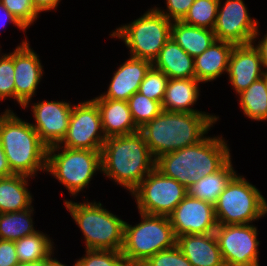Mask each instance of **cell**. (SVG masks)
<instances>
[{
	"label": "cell",
	"mask_w": 267,
	"mask_h": 266,
	"mask_svg": "<svg viewBox=\"0 0 267 266\" xmlns=\"http://www.w3.org/2000/svg\"><path fill=\"white\" fill-rule=\"evenodd\" d=\"M219 0L216 24L213 29L216 40L235 45L254 43L259 36L258 22L249 16L243 0H226L221 7Z\"/></svg>",
	"instance_id": "4fadbf2b"
},
{
	"label": "cell",
	"mask_w": 267,
	"mask_h": 266,
	"mask_svg": "<svg viewBox=\"0 0 267 266\" xmlns=\"http://www.w3.org/2000/svg\"><path fill=\"white\" fill-rule=\"evenodd\" d=\"M1 51V49H0ZM14 51L0 56V101L15 99Z\"/></svg>",
	"instance_id": "836d02e7"
},
{
	"label": "cell",
	"mask_w": 267,
	"mask_h": 266,
	"mask_svg": "<svg viewBox=\"0 0 267 266\" xmlns=\"http://www.w3.org/2000/svg\"><path fill=\"white\" fill-rule=\"evenodd\" d=\"M64 203L84 234L87 250L121 251L125 221L104 209L100 202Z\"/></svg>",
	"instance_id": "5b68a950"
},
{
	"label": "cell",
	"mask_w": 267,
	"mask_h": 266,
	"mask_svg": "<svg viewBox=\"0 0 267 266\" xmlns=\"http://www.w3.org/2000/svg\"><path fill=\"white\" fill-rule=\"evenodd\" d=\"M258 45H255V47L258 49L260 53V57L262 60V66L265 68V73L267 74V33L264 35V38L259 42Z\"/></svg>",
	"instance_id": "b9f144b4"
},
{
	"label": "cell",
	"mask_w": 267,
	"mask_h": 266,
	"mask_svg": "<svg viewBox=\"0 0 267 266\" xmlns=\"http://www.w3.org/2000/svg\"><path fill=\"white\" fill-rule=\"evenodd\" d=\"M171 38L190 56L202 54L216 40L213 30L173 21Z\"/></svg>",
	"instance_id": "d4e9b609"
},
{
	"label": "cell",
	"mask_w": 267,
	"mask_h": 266,
	"mask_svg": "<svg viewBox=\"0 0 267 266\" xmlns=\"http://www.w3.org/2000/svg\"><path fill=\"white\" fill-rule=\"evenodd\" d=\"M214 233L225 266H259V241L253 224H218Z\"/></svg>",
	"instance_id": "8fae6325"
},
{
	"label": "cell",
	"mask_w": 267,
	"mask_h": 266,
	"mask_svg": "<svg viewBox=\"0 0 267 266\" xmlns=\"http://www.w3.org/2000/svg\"><path fill=\"white\" fill-rule=\"evenodd\" d=\"M97 103L92 99L72 107L66 136L60 145L71 149L101 151L106 137Z\"/></svg>",
	"instance_id": "7c38bea8"
},
{
	"label": "cell",
	"mask_w": 267,
	"mask_h": 266,
	"mask_svg": "<svg viewBox=\"0 0 267 266\" xmlns=\"http://www.w3.org/2000/svg\"><path fill=\"white\" fill-rule=\"evenodd\" d=\"M230 159L226 141L207 136L195 145L158 157L155 168L188 188L197 179L219 171Z\"/></svg>",
	"instance_id": "7a4b0ae2"
},
{
	"label": "cell",
	"mask_w": 267,
	"mask_h": 266,
	"mask_svg": "<svg viewBox=\"0 0 267 266\" xmlns=\"http://www.w3.org/2000/svg\"><path fill=\"white\" fill-rule=\"evenodd\" d=\"M235 174L230 159L219 171L197 179L187 188V194L214 205L226 184Z\"/></svg>",
	"instance_id": "484cf974"
},
{
	"label": "cell",
	"mask_w": 267,
	"mask_h": 266,
	"mask_svg": "<svg viewBox=\"0 0 267 266\" xmlns=\"http://www.w3.org/2000/svg\"><path fill=\"white\" fill-rule=\"evenodd\" d=\"M14 241L0 239V266H18Z\"/></svg>",
	"instance_id": "74e56055"
},
{
	"label": "cell",
	"mask_w": 267,
	"mask_h": 266,
	"mask_svg": "<svg viewBox=\"0 0 267 266\" xmlns=\"http://www.w3.org/2000/svg\"><path fill=\"white\" fill-rule=\"evenodd\" d=\"M234 46L231 42L215 40L202 54L194 57L196 79L200 82H210L224 71L227 73Z\"/></svg>",
	"instance_id": "44dd1931"
},
{
	"label": "cell",
	"mask_w": 267,
	"mask_h": 266,
	"mask_svg": "<svg viewBox=\"0 0 267 266\" xmlns=\"http://www.w3.org/2000/svg\"><path fill=\"white\" fill-rule=\"evenodd\" d=\"M176 245L192 266H225L215 233L185 234Z\"/></svg>",
	"instance_id": "d6986e66"
},
{
	"label": "cell",
	"mask_w": 267,
	"mask_h": 266,
	"mask_svg": "<svg viewBox=\"0 0 267 266\" xmlns=\"http://www.w3.org/2000/svg\"><path fill=\"white\" fill-rule=\"evenodd\" d=\"M218 118L208 113L162 111L139 128V132L156 160L166 153L199 143Z\"/></svg>",
	"instance_id": "6da1fadb"
},
{
	"label": "cell",
	"mask_w": 267,
	"mask_h": 266,
	"mask_svg": "<svg viewBox=\"0 0 267 266\" xmlns=\"http://www.w3.org/2000/svg\"><path fill=\"white\" fill-rule=\"evenodd\" d=\"M140 213L141 222H125L121 252L129 265L140 266L154 254L172 248L177 238L169 217Z\"/></svg>",
	"instance_id": "8992f818"
},
{
	"label": "cell",
	"mask_w": 267,
	"mask_h": 266,
	"mask_svg": "<svg viewBox=\"0 0 267 266\" xmlns=\"http://www.w3.org/2000/svg\"><path fill=\"white\" fill-rule=\"evenodd\" d=\"M29 176L13 174L0 177V213H10L31 208L32 195L27 188Z\"/></svg>",
	"instance_id": "cb8c5ba5"
},
{
	"label": "cell",
	"mask_w": 267,
	"mask_h": 266,
	"mask_svg": "<svg viewBox=\"0 0 267 266\" xmlns=\"http://www.w3.org/2000/svg\"><path fill=\"white\" fill-rule=\"evenodd\" d=\"M172 22L152 8L131 24L115 29L116 31L110 36L124 41L130 49V57L145 59L153 63L161 48L171 38Z\"/></svg>",
	"instance_id": "ba28073f"
},
{
	"label": "cell",
	"mask_w": 267,
	"mask_h": 266,
	"mask_svg": "<svg viewBox=\"0 0 267 266\" xmlns=\"http://www.w3.org/2000/svg\"><path fill=\"white\" fill-rule=\"evenodd\" d=\"M140 266H192L177 245L149 257Z\"/></svg>",
	"instance_id": "d590c367"
},
{
	"label": "cell",
	"mask_w": 267,
	"mask_h": 266,
	"mask_svg": "<svg viewBox=\"0 0 267 266\" xmlns=\"http://www.w3.org/2000/svg\"><path fill=\"white\" fill-rule=\"evenodd\" d=\"M47 266H67V265H64L62 264L61 262H59L57 259H51L48 263H47ZM73 266H76V264L74 263Z\"/></svg>",
	"instance_id": "ee69618b"
},
{
	"label": "cell",
	"mask_w": 267,
	"mask_h": 266,
	"mask_svg": "<svg viewBox=\"0 0 267 266\" xmlns=\"http://www.w3.org/2000/svg\"><path fill=\"white\" fill-rule=\"evenodd\" d=\"M168 217L176 238L214 233L218 226L214 205L188 194Z\"/></svg>",
	"instance_id": "5bb4252c"
},
{
	"label": "cell",
	"mask_w": 267,
	"mask_h": 266,
	"mask_svg": "<svg viewBox=\"0 0 267 266\" xmlns=\"http://www.w3.org/2000/svg\"><path fill=\"white\" fill-rule=\"evenodd\" d=\"M52 254L44 259V260H39V261H34V262H25V263H19L18 266H47V263L53 258L51 257Z\"/></svg>",
	"instance_id": "7bdbcfd3"
},
{
	"label": "cell",
	"mask_w": 267,
	"mask_h": 266,
	"mask_svg": "<svg viewBox=\"0 0 267 266\" xmlns=\"http://www.w3.org/2000/svg\"><path fill=\"white\" fill-rule=\"evenodd\" d=\"M72 105L65 101H42L32 105L35 124H31L42 142L49 148L66 136Z\"/></svg>",
	"instance_id": "9a60e30c"
},
{
	"label": "cell",
	"mask_w": 267,
	"mask_h": 266,
	"mask_svg": "<svg viewBox=\"0 0 267 266\" xmlns=\"http://www.w3.org/2000/svg\"><path fill=\"white\" fill-rule=\"evenodd\" d=\"M33 211L32 206L22 211L0 213V239L16 241L38 232L33 227Z\"/></svg>",
	"instance_id": "83f0119b"
},
{
	"label": "cell",
	"mask_w": 267,
	"mask_h": 266,
	"mask_svg": "<svg viewBox=\"0 0 267 266\" xmlns=\"http://www.w3.org/2000/svg\"><path fill=\"white\" fill-rule=\"evenodd\" d=\"M262 60L253 43L235 45L229 59L227 73L229 82L237 94L266 75L261 71Z\"/></svg>",
	"instance_id": "e0dca14e"
},
{
	"label": "cell",
	"mask_w": 267,
	"mask_h": 266,
	"mask_svg": "<svg viewBox=\"0 0 267 266\" xmlns=\"http://www.w3.org/2000/svg\"><path fill=\"white\" fill-rule=\"evenodd\" d=\"M127 102L133 121L138 128L152 121L163 111L161 102L149 99L138 91L133 94Z\"/></svg>",
	"instance_id": "4dcf8cb0"
},
{
	"label": "cell",
	"mask_w": 267,
	"mask_h": 266,
	"mask_svg": "<svg viewBox=\"0 0 267 266\" xmlns=\"http://www.w3.org/2000/svg\"><path fill=\"white\" fill-rule=\"evenodd\" d=\"M0 29L6 25L8 20L17 26L22 31H26V29L17 21V19L8 11V9L3 5L0 1Z\"/></svg>",
	"instance_id": "f35d334b"
},
{
	"label": "cell",
	"mask_w": 267,
	"mask_h": 266,
	"mask_svg": "<svg viewBox=\"0 0 267 266\" xmlns=\"http://www.w3.org/2000/svg\"><path fill=\"white\" fill-rule=\"evenodd\" d=\"M219 225L249 224L267 214V201L244 177L235 174L214 204Z\"/></svg>",
	"instance_id": "52a82bcc"
},
{
	"label": "cell",
	"mask_w": 267,
	"mask_h": 266,
	"mask_svg": "<svg viewBox=\"0 0 267 266\" xmlns=\"http://www.w3.org/2000/svg\"><path fill=\"white\" fill-rule=\"evenodd\" d=\"M218 4L219 0H195L181 21L213 30L217 19Z\"/></svg>",
	"instance_id": "f546056e"
},
{
	"label": "cell",
	"mask_w": 267,
	"mask_h": 266,
	"mask_svg": "<svg viewBox=\"0 0 267 266\" xmlns=\"http://www.w3.org/2000/svg\"><path fill=\"white\" fill-rule=\"evenodd\" d=\"M19 263L44 260L53 253V242L43 232L25 236L14 241Z\"/></svg>",
	"instance_id": "f1b7e54d"
},
{
	"label": "cell",
	"mask_w": 267,
	"mask_h": 266,
	"mask_svg": "<svg viewBox=\"0 0 267 266\" xmlns=\"http://www.w3.org/2000/svg\"><path fill=\"white\" fill-rule=\"evenodd\" d=\"M131 194L139 212L168 217L186 197L187 188L154 168Z\"/></svg>",
	"instance_id": "30bf717a"
},
{
	"label": "cell",
	"mask_w": 267,
	"mask_h": 266,
	"mask_svg": "<svg viewBox=\"0 0 267 266\" xmlns=\"http://www.w3.org/2000/svg\"><path fill=\"white\" fill-rule=\"evenodd\" d=\"M267 74L238 94L243 113L252 120L267 119Z\"/></svg>",
	"instance_id": "4316f807"
},
{
	"label": "cell",
	"mask_w": 267,
	"mask_h": 266,
	"mask_svg": "<svg viewBox=\"0 0 267 266\" xmlns=\"http://www.w3.org/2000/svg\"><path fill=\"white\" fill-rule=\"evenodd\" d=\"M13 174L14 173L11 171L5 152L3 151L2 145L0 143V177H8Z\"/></svg>",
	"instance_id": "60d3db41"
},
{
	"label": "cell",
	"mask_w": 267,
	"mask_h": 266,
	"mask_svg": "<svg viewBox=\"0 0 267 266\" xmlns=\"http://www.w3.org/2000/svg\"><path fill=\"white\" fill-rule=\"evenodd\" d=\"M152 66L164 72L169 79L196 78L194 57L186 53L172 38L161 48Z\"/></svg>",
	"instance_id": "7402d4cb"
},
{
	"label": "cell",
	"mask_w": 267,
	"mask_h": 266,
	"mask_svg": "<svg viewBox=\"0 0 267 266\" xmlns=\"http://www.w3.org/2000/svg\"><path fill=\"white\" fill-rule=\"evenodd\" d=\"M151 67V61L130 57L114 73L107 92L95 98L127 101L139 91L140 84Z\"/></svg>",
	"instance_id": "ac0fdd59"
},
{
	"label": "cell",
	"mask_w": 267,
	"mask_h": 266,
	"mask_svg": "<svg viewBox=\"0 0 267 266\" xmlns=\"http://www.w3.org/2000/svg\"><path fill=\"white\" fill-rule=\"evenodd\" d=\"M199 83L196 78L169 79L165 95L162 101L163 111L183 112V113H206L190 108L199 97Z\"/></svg>",
	"instance_id": "603a6c76"
},
{
	"label": "cell",
	"mask_w": 267,
	"mask_h": 266,
	"mask_svg": "<svg viewBox=\"0 0 267 266\" xmlns=\"http://www.w3.org/2000/svg\"><path fill=\"white\" fill-rule=\"evenodd\" d=\"M5 110L0 115V143L11 171L29 177L46 171L48 147L30 123Z\"/></svg>",
	"instance_id": "277c9868"
},
{
	"label": "cell",
	"mask_w": 267,
	"mask_h": 266,
	"mask_svg": "<svg viewBox=\"0 0 267 266\" xmlns=\"http://www.w3.org/2000/svg\"><path fill=\"white\" fill-rule=\"evenodd\" d=\"M17 21L27 29L38 18L39 12L31 0H0Z\"/></svg>",
	"instance_id": "e575fe53"
},
{
	"label": "cell",
	"mask_w": 267,
	"mask_h": 266,
	"mask_svg": "<svg viewBox=\"0 0 267 266\" xmlns=\"http://www.w3.org/2000/svg\"><path fill=\"white\" fill-rule=\"evenodd\" d=\"M194 1L195 0H166L167 12L157 7H155V9L171 21L182 20Z\"/></svg>",
	"instance_id": "8d00e7d4"
},
{
	"label": "cell",
	"mask_w": 267,
	"mask_h": 266,
	"mask_svg": "<svg viewBox=\"0 0 267 266\" xmlns=\"http://www.w3.org/2000/svg\"><path fill=\"white\" fill-rule=\"evenodd\" d=\"M101 116L103 134L106 138L130 135L139 131L133 121L128 102L107 98H94Z\"/></svg>",
	"instance_id": "ffe728a7"
},
{
	"label": "cell",
	"mask_w": 267,
	"mask_h": 266,
	"mask_svg": "<svg viewBox=\"0 0 267 266\" xmlns=\"http://www.w3.org/2000/svg\"><path fill=\"white\" fill-rule=\"evenodd\" d=\"M155 163L139 131L106 138L101 149V172L130 193L155 168Z\"/></svg>",
	"instance_id": "3957f363"
},
{
	"label": "cell",
	"mask_w": 267,
	"mask_h": 266,
	"mask_svg": "<svg viewBox=\"0 0 267 266\" xmlns=\"http://www.w3.org/2000/svg\"><path fill=\"white\" fill-rule=\"evenodd\" d=\"M168 80L169 78L164 72L152 66L141 82L138 92L149 99L162 103Z\"/></svg>",
	"instance_id": "d6a6232c"
},
{
	"label": "cell",
	"mask_w": 267,
	"mask_h": 266,
	"mask_svg": "<svg viewBox=\"0 0 267 266\" xmlns=\"http://www.w3.org/2000/svg\"><path fill=\"white\" fill-rule=\"evenodd\" d=\"M98 170H102L101 151L71 149L60 144L51 146L47 150L46 172L59 180L72 196H77L88 186Z\"/></svg>",
	"instance_id": "9c48e42d"
},
{
	"label": "cell",
	"mask_w": 267,
	"mask_h": 266,
	"mask_svg": "<svg viewBox=\"0 0 267 266\" xmlns=\"http://www.w3.org/2000/svg\"><path fill=\"white\" fill-rule=\"evenodd\" d=\"M38 57L27 40L14 50L15 100L22 108L28 107L43 76Z\"/></svg>",
	"instance_id": "2e32d148"
},
{
	"label": "cell",
	"mask_w": 267,
	"mask_h": 266,
	"mask_svg": "<svg viewBox=\"0 0 267 266\" xmlns=\"http://www.w3.org/2000/svg\"><path fill=\"white\" fill-rule=\"evenodd\" d=\"M84 257L75 262L76 266H129L121 251L87 250Z\"/></svg>",
	"instance_id": "1f68e13d"
},
{
	"label": "cell",
	"mask_w": 267,
	"mask_h": 266,
	"mask_svg": "<svg viewBox=\"0 0 267 266\" xmlns=\"http://www.w3.org/2000/svg\"><path fill=\"white\" fill-rule=\"evenodd\" d=\"M35 9L41 13L43 11H51L56 9L60 0H31Z\"/></svg>",
	"instance_id": "ab89813d"
}]
</instances>
